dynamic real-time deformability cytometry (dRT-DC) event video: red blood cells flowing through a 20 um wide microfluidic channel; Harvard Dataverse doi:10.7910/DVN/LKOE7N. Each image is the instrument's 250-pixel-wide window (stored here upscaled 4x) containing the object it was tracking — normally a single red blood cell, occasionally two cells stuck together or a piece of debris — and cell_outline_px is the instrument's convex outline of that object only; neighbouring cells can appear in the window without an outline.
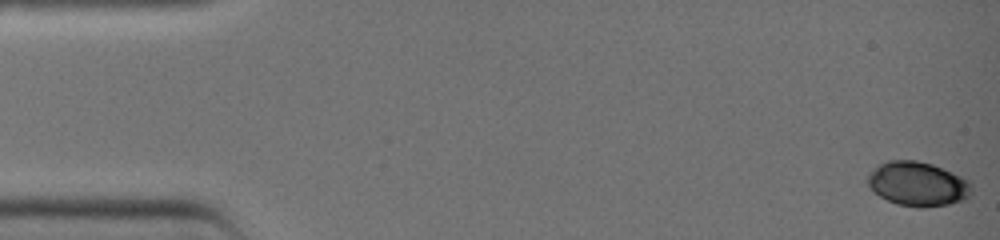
{"species": "common noctule bat (a hibernating species)", "species_latin": "Nyctalus noctula", "temperature_condition": "warm", "stored_images_in_passage": 40, "camera_frame_rate_fps": 3000, "um_per_image_px": 0.085, "animal": {"sex": "female", "body_mass_g": 19.0, "forearm_length_mm": 51.5}, "frame": {"image": 1, "passage_image": 1, "time_ms": 0.0, "image_size_px": [1000, 240], "cell_outline_px": [[972, 192], [964, 200], [948, 204], [920, 208], [916, 208], [896, 204], [880, 196], [868, 184], [868, 176], [880, 164], [888, 160], [916, 160], [932, 164], [952, 172], [968, 180], [972, 184]], "centroid_in_image_um": [78.04, 15.64], "position_along_channel_um": 7.0, "area_um2": 26.65}}
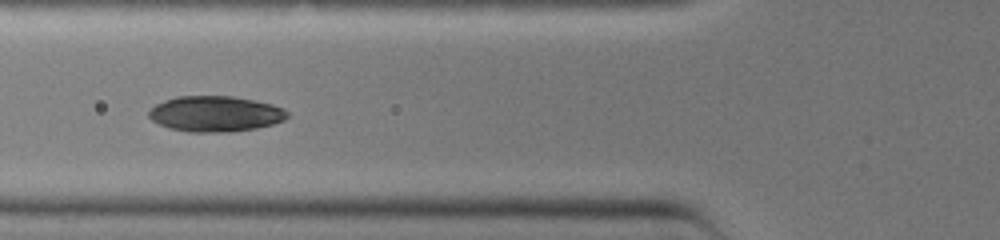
{"frame": {"image": 2, "passage_image": 16, "time_ms": 5.0, "image_size_px": [1000, 240], "cell_outline_px": [[288, 116], [284, 120], [272, 124], [256, 128], [232, 132], [188, 132], [168, 128], [152, 120], [148, 116], [148, 112], [156, 104], [164, 100], [176, 96], [232, 96], [256, 100], [272, 104], [284, 108], [288, 112]], "centroid_in_image_um": [18.31, 9.67], "position_along_channel_um": 107.5, "area_um2": 28.96}}
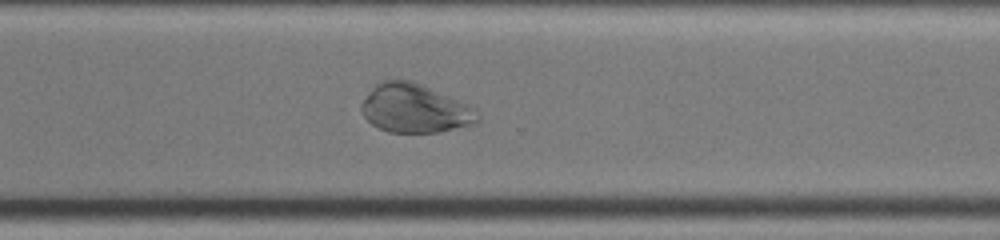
{"frame": {"image": 3, "passage_image": 30, "time_ms": 9.667, "image_size_px": [1000, 240], "cell_outline_px": [[480, 120], [476, 124], [440, 132], [388, 132], [372, 124], [364, 116], [360, 108], [360, 104], [368, 92], [380, 80], [412, 80], [468, 104], [476, 108], [480, 116]], "centroid_in_image_um": [35.28, 9.22], "position_along_channel_um": 335.3, "area_um2": 33.18}}